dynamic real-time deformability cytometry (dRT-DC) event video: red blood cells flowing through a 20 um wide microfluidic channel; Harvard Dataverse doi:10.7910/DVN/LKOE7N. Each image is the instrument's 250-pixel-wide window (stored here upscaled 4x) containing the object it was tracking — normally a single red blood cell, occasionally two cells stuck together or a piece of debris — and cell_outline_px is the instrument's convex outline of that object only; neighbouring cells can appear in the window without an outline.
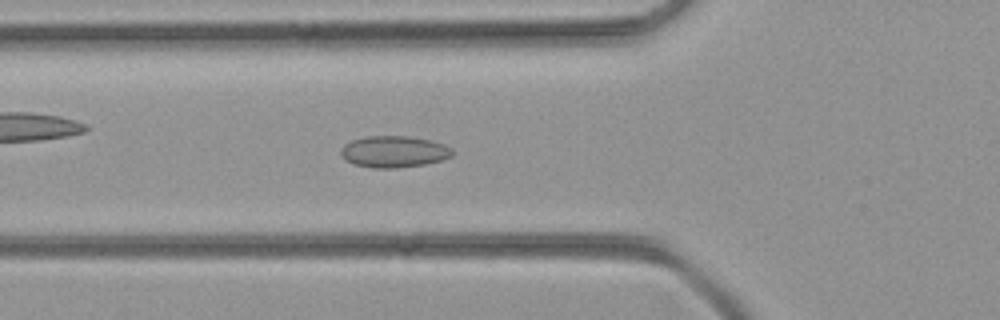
{"species": "common noctule bat (a hibernating species)", "species_latin": "Nyctalus noctula", "temperature_condition": "room temperature", "stored_images_in_passage": 50, "camera_frame_rate_fps": 3000, "um_per_image_px": 0.085, "animal": {"sex": "female", "body_mass_g": 21.9}, "frame": {"image": 1, "passage_image": 18, "time_ms": 5.667, "image_size_px": [1000, 320], "cell_outline_px": [[452, 156], [440, 160], [424, 164], [396, 168], [372, 168], [352, 164], [344, 160], [340, 156], [340, 148], [344, 144], [352, 140], [368, 136], [408, 136], [432, 140], [444, 144], [452, 148]], "centroid_in_image_um": [33.44, 12.89], "position_along_channel_um": 92.4, "area_um2": 20.69}}
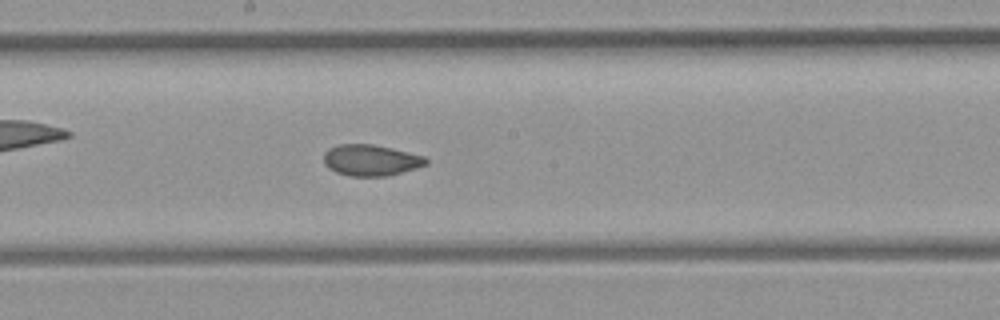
{"frame": {"image": 2, "passage_image": 27, "time_ms": 8.667, "image_size_px": [1000, 320], "cell_outline_px": [[428, 164], [416, 168], [388, 176], [348, 176], [336, 172], [328, 168], [324, 164], [324, 152], [328, 148], [340, 144], [372, 144], [392, 148], [424, 156], [428, 160]], "centroid_in_image_um": [31.51, 13.62], "position_along_channel_um": 216.7, "area_um2": 18.67}}
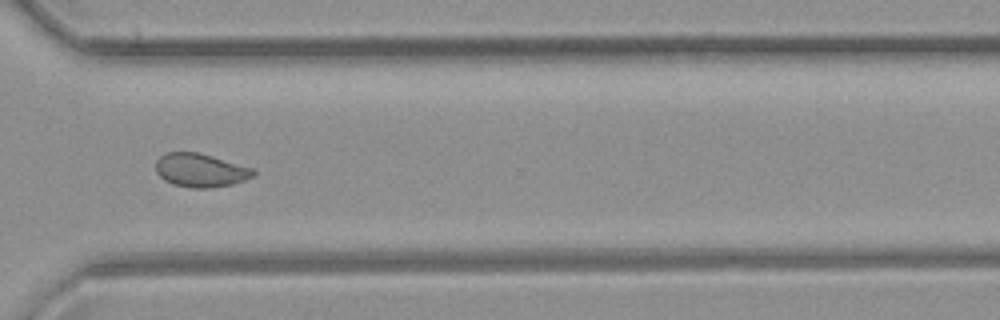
{"frame": {"image": 3, "passage_image": 37, "time_ms": 12.0, "image_size_px": [1000, 320], "cell_outline_px": [[256, 172], [252, 176], [244, 180], [232, 184], [208, 188], [192, 188], [172, 184], [164, 180], [156, 172], [156, 160], [160, 156], [168, 152], [200, 152], [256, 168]], "centroid_in_image_um": [17.06, 14.46], "position_along_channel_um": 353.5, "area_um2": 19.31}}